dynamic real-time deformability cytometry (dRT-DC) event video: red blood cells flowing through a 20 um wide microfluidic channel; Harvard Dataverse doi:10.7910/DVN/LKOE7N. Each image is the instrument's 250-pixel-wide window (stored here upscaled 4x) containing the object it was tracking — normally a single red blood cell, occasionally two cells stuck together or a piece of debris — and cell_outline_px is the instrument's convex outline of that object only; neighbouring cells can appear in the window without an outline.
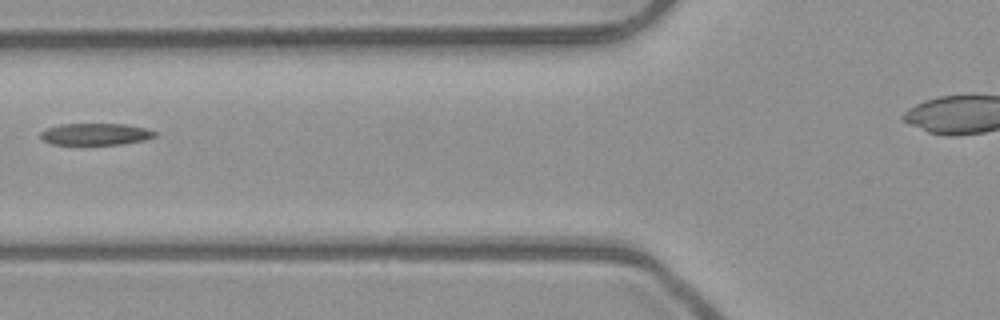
{"species": "common noctule bat (a hibernating species)", "species_latin": "Nyctalus noctula", "temperature_condition": "room temperature", "stored_images_in_passage": 7, "camera_frame_rate_fps": 3000, "um_per_image_px": 0.085, "animal": {"sex": "male", "body_mass_g": 23.1, "forearm_length_mm": 52.7}, "frame": {"image": 1, "passage_image": 6, "time_ms": 1.667, "image_size_px": [1000, 320], "cell_outline_px": [[156, 136], [144, 140], [124, 144], [52, 144], [44, 140], [40, 136], [40, 132], [48, 128], [60, 124], [124, 124], [148, 128], [156, 132]], "centroid_in_image_um": [8.16, 11.4], "position_along_channel_um": 117.6, "area_um2": 14.45}}
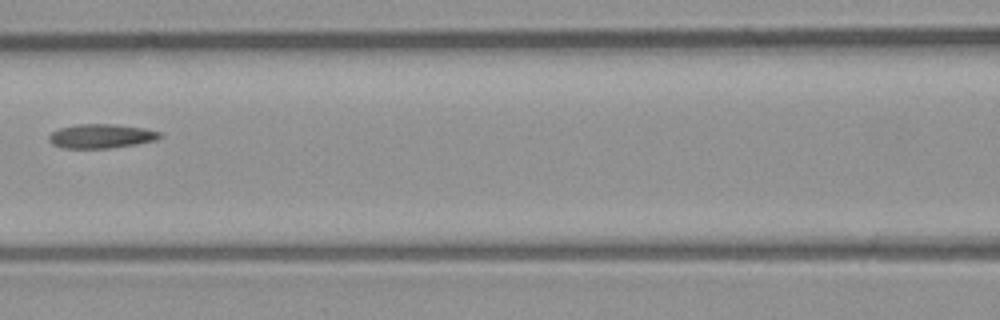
{"frame": {"image": 2, "passage_image": 7, "time_ms": 2.0, "image_size_px": [1000, 320], "cell_outline_px": [[164, 136], [156, 140], [136, 144], [108, 148], [64, 148], [52, 144], [48, 140], [48, 136], [52, 132], [60, 128], [76, 124], [112, 124], [144, 128], [160, 132]], "centroid_in_image_um": [8.6, 11.57], "position_along_channel_um": 158.0, "area_um2": 15.61}}